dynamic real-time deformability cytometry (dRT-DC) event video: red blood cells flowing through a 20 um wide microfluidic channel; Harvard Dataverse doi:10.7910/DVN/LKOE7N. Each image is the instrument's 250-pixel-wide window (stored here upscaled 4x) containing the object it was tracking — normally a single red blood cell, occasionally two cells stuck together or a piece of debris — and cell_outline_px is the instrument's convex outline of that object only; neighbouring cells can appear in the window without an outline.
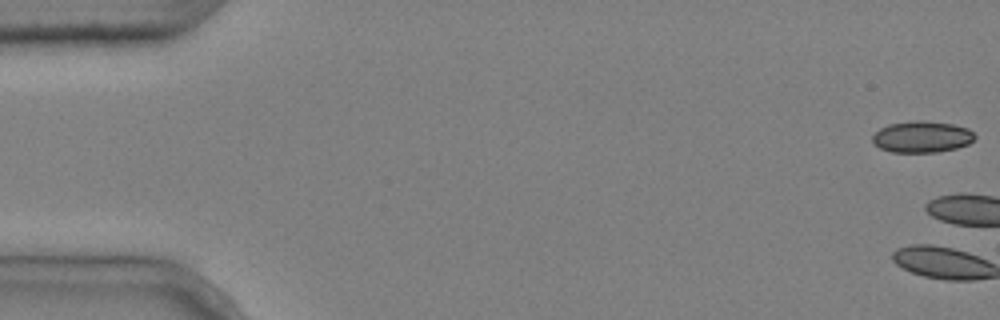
{"species": "common noctule bat (a hibernating species)", "species_latin": "Nyctalus noctula", "temperature_condition": "cold", "stored_images_in_passage": 10, "camera_frame_rate_fps": 3000, "um_per_image_px": 0.085, "animal": {"sex": "male", "body_mass_g": 20.4}, "frame": {"image": 1, "passage_image": 1, "time_ms": 0.0, "image_size_px": [1000, 320], "cell_outline_px": [[976, 136], [968, 144], [956, 148], [936, 152], [892, 152], [880, 148], [872, 140], [872, 136], [880, 128], [888, 124], [916, 120], [924, 120], [952, 124], [968, 128]], "centroid_in_image_um": [78.36, 11.62], "position_along_channel_um": 6.6, "area_um2": 18.67}}
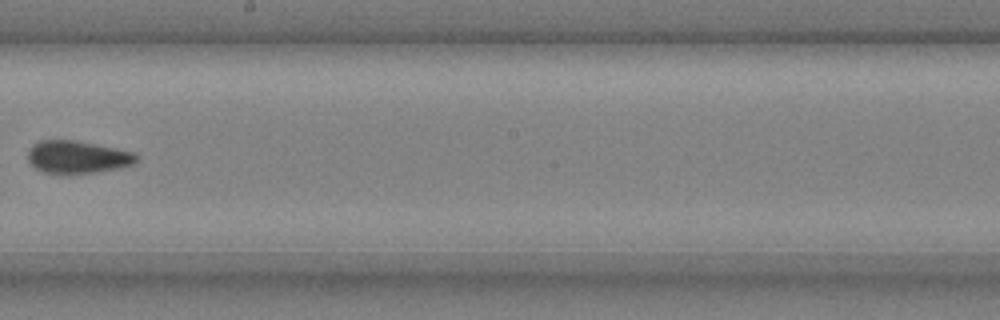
{"frame": {"image": 2, "passage_image": 9, "time_ms": 2.667, "image_size_px": [1000, 320], "cell_outline_px": [[140, 160], [136, 164], [120, 168], [96, 172], [44, 172], [36, 168], [28, 160], [28, 152], [40, 140], [76, 140], [136, 152], [140, 156]], "centroid_in_image_um": [6.7, 13.33], "position_along_channel_um": 241.5, "area_um2": 20.46}}
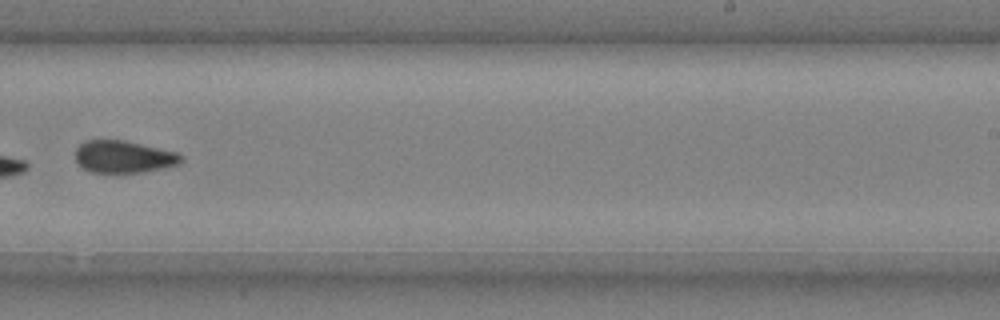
{"frame": {"image": 3, "passage_image": 10, "time_ms": 3.0, "image_size_px": [1000, 320], "cell_outline_px": [[184, 160], [180, 164], [164, 168], [144, 172], [92, 172], [84, 168], [76, 160], [76, 148], [84, 140], [124, 140], [180, 152], [184, 156]], "centroid_in_image_um": [10.59, 13.31], "position_along_channel_um": 278.4, "area_um2": 20.06}}